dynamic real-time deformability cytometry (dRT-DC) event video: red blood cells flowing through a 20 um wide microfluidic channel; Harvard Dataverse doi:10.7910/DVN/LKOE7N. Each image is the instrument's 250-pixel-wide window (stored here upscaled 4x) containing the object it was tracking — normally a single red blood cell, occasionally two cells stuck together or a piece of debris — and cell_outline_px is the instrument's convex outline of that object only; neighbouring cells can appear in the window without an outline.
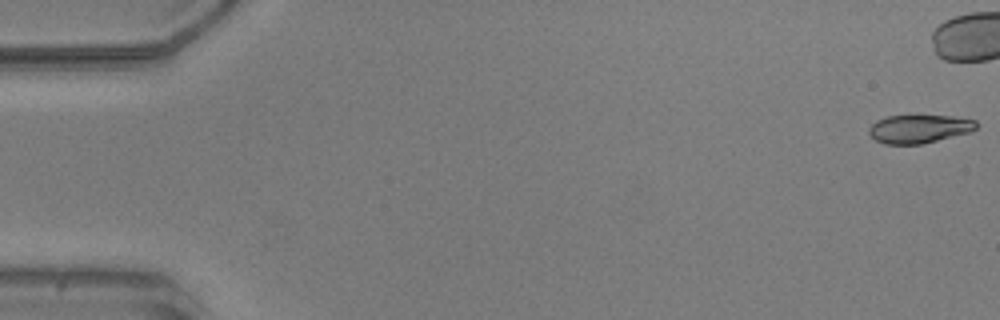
{"species": "common noctule bat (a hibernating species)", "species_latin": "Nyctalus noctula", "temperature_condition": "warm", "stored_images_in_passage": 6, "camera_frame_rate_fps": 3000, "um_per_image_px": 0.085, "animal": {"sex": "male", "body_mass_g": 20.5, "forearm_length_mm": 52.5}, "frame": {"image": 1, "passage_image": 1, "time_ms": 0.0, "image_size_px": [1000, 320], "cell_outline_px": [[976, 128], [972, 132], [920, 144], [884, 144], [876, 140], [868, 132], [868, 128], [876, 120], [888, 116], [952, 116], [976, 120]], "centroid_in_image_um": [78.12, 10.95], "position_along_channel_um": 6.9, "area_um2": 17.63}}